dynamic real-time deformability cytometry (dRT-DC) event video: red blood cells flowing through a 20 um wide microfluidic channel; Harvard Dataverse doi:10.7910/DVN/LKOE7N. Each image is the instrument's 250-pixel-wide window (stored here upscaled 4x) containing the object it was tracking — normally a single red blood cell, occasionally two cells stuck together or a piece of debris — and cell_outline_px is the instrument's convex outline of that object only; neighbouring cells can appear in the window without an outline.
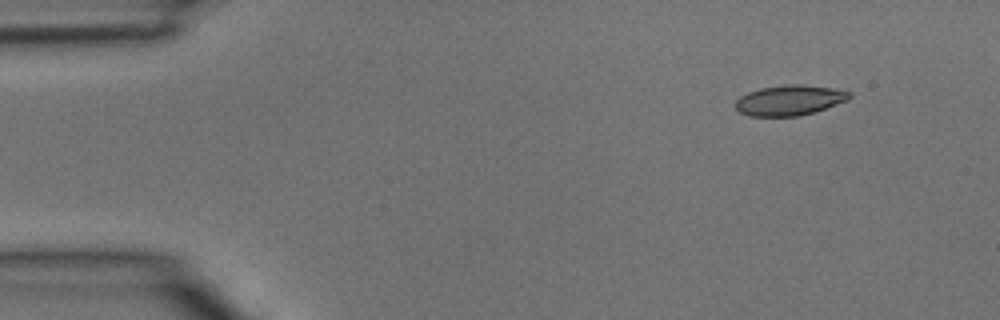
{"species": "common noctule bat (a hibernating species)", "species_latin": "Nyctalus noctula", "temperature_condition": "room temperature", "stored_images_in_passage": 3, "camera_frame_rate_fps": 3000, "um_per_image_px": 0.085, "animal": {"sex": "male", "body_mass_g": 15.6}, "frame": {"image": 1, "passage_image": 1, "time_ms": 0.0, "image_size_px": [1000, 320], "cell_outline_px": [[852, 96], [848, 100], [800, 116], [748, 116], [740, 112], [736, 108], [736, 100], [740, 96], [748, 92], [760, 88], [784, 84], [804, 84], [836, 88], [852, 92]], "centroid_in_image_um": [67.13, 8.5], "position_along_channel_um": 17.9, "area_um2": 20.23}}
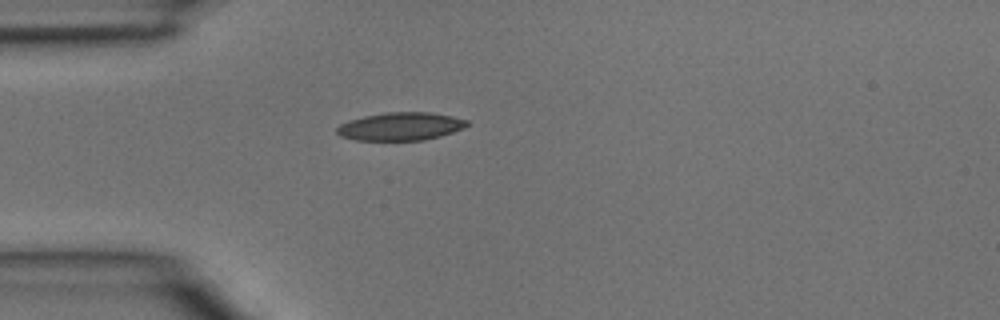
{"frame": {"image": 2, "passage_image": 3, "time_ms": 0.667, "image_size_px": [1000, 320], "cell_outline_px": [[468, 124], [464, 128], [440, 136], [424, 140], [356, 140], [340, 136], [336, 132], [336, 128], [340, 124], [348, 120], [364, 116], [384, 112], [428, 112], [452, 116], [468, 120]], "centroid_in_image_um": [34.03, 10.74], "position_along_channel_um": 51.0, "area_um2": 21.27}}